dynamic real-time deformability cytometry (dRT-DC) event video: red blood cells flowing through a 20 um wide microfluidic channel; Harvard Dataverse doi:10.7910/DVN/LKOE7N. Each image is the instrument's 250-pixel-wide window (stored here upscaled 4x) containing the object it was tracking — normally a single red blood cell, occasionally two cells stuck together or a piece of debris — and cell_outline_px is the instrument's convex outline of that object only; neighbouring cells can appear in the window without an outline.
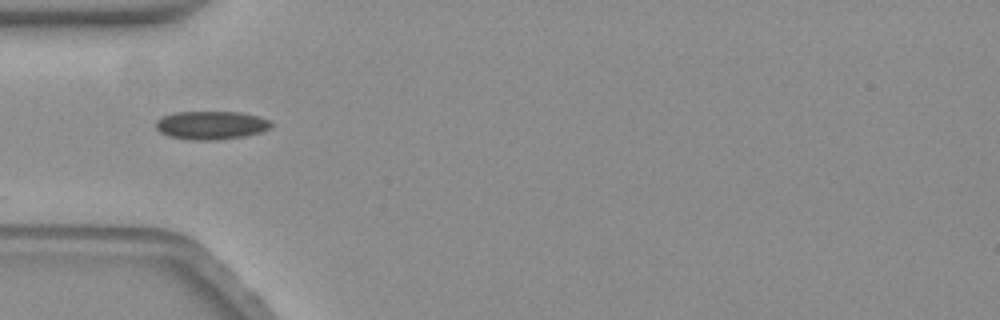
{"species": "common noctule bat (a hibernating species)", "species_latin": "Nyctalus noctula", "temperature_condition": "warm", "stored_images_in_passage": 34, "camera_frame_rate_fps": 3000, "um_per_image_px": 0.085, "animal": {"sex": "female", "body_mass_g": 19.3, "forearm_length_mm": 54.1}, "frame": {"image": 1, "passage_image": 1, "time_ms": 0.0, "image_size_px": [1000, 320], "cell_outline_px": [[272, 124], [268, 128], [260, 132], [244, 136], [216, 140], [188, 140], [168, 136], [160, 132], [156, 128], [156, 120], [164, 116], [176, 112], [240, 112], [256, 116], [268, 120]], "centroid_in_image_um": [17.9, 10.65], "position_along_channel_um": 67.1, "area_um2": 18.9}}
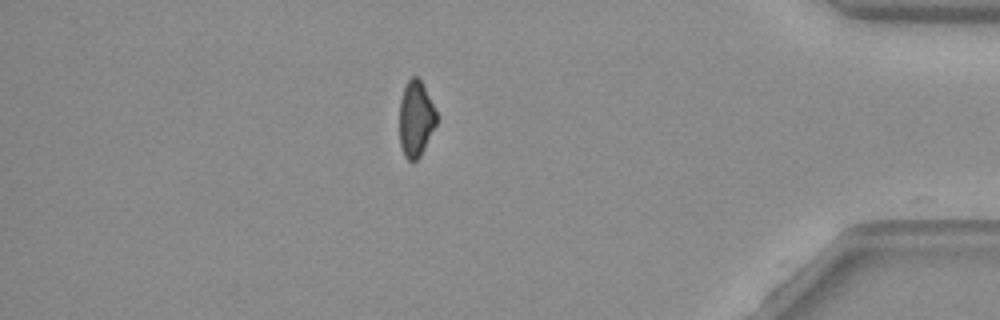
{"frame": {"image": 2, "passage_image": 33, "time_ms": 10.667, "image_size_px": [1000, 320], "cell_outline_px": [[436, 124], [420, 156], [416, 160], [408, 160], [404, 156], [400, 144], [400, 100], [404, 88], [408, 80], [412, 76], [420, 76], [436, 112]], "centroid_in_image_um": [35.34, 10.06], "position_along_channel_um": 399.9, "area_um2": 16.24}, "authors_computed_cell_mechanics": {"area_um2": 18.7272, "velocity_mm_per_s": 3.5047, "shape_relaxation_time_tau1_ms": 5.4953, "shape_relaxation_time_tau2_ms": 4.2303, "deformation_change_tau1": 0.113, "deformation_change_tau2": 0.0674}}